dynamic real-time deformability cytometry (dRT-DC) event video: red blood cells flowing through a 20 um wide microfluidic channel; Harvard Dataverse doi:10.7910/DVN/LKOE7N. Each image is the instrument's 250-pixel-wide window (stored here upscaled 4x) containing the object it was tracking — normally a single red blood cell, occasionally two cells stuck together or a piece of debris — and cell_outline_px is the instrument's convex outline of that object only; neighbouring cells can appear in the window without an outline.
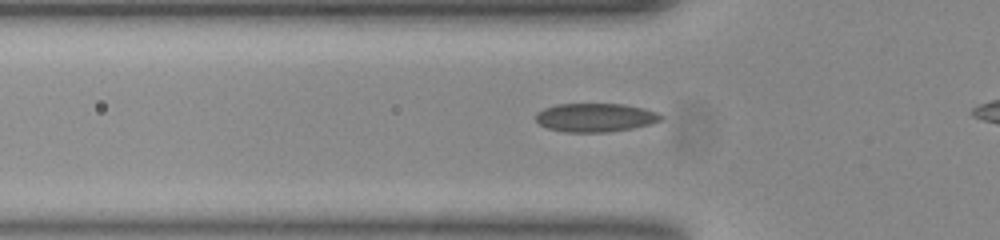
{"species": "common noctule bat (a hibernating species)", "species_latin": "Nyctalus noctula", "temperature_condition": "room temperature", "stored_images_in_passage": 31, "camera_frame_rate_fps": 3000, "um_per_image_px": 0.085, "animal": {"sex": "female", "body_mass_g": 23.0, "forearm_length_mm": 53.4}, "frame": {"image": 1, "passage_image": 6, "time_ms": 1.667, "image_size_px": [1000, 240], "cell_outline_px": [[664, 116], [660, 120], [648, 124], [632, 128], [604, 132], [564, 132], [548, 128], [540, 124], [536, 120], [536, 112], [544, 108], [556, 104], [620, 104], [644, 108], [656, 112]], "centroid_in_image_um": [50.57, 9.98], "position_along_channel_um": 75.2, "area_um2": 20.69}}
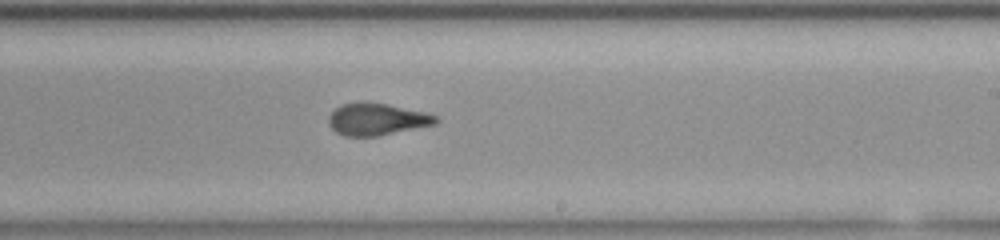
{"frame": {"image": 2, "passage_image": 20, "time_ms": 6.333, "image_size_px": [1000, 240], "cell_outline_px": [[440, 120], [436, 124], [380, 136], [344, 136], [336, 132], [332, 128], [328, 120], [328, 116], [340, 104], [388, 104], [424, 112], [440, 116]], "centroid_in_image_um": [32.09, 10.17], "position_along_channel_um": 256.9, "area_um2": 19.71}}
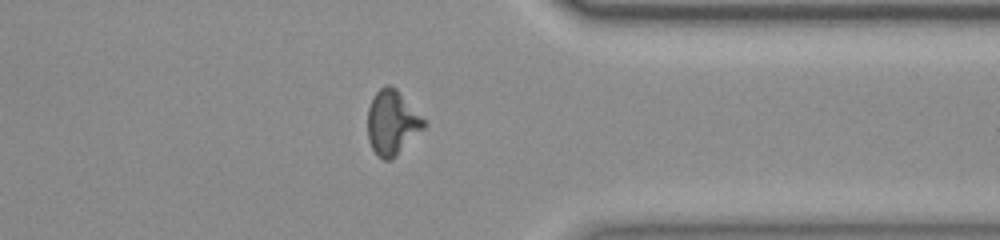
{"frame": {"image": 3, "passage_image": 30, "time_ms": 9.667, "image_size_px": [1000, 240], "cell_outline_px": [[428, 124], [392, 160], [384, 160], [376, 156], [368, 140], [368, 108], [372, 96], [384, 84], [388, 84], [396, 88]], "centroid_in_image_um": [33.31, 10.43], "position_along_channel_um": 378.1, "area_um2": 21.21}}